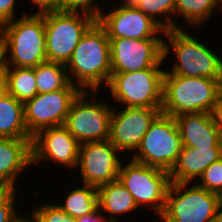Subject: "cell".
<instances>
[{"label": "cell", "mask_w": 222, "mask_h": 222, "mask_svg": "<svg viewBox=\"0 0 222 222\" xmlns=\"http://www.w3.org/2000/svg\"><path fill=\"white\" fill-rule=\"evenodd\" d=\"M65 67L70 82L81 90L105 91L111 77L110 43L97 21L83 35Z\"/></svg>", "instance_id": "cell-1"}, {"label": "cell", "mask_w": 222, "mask_h": 222, "mask_svg": "<svg viewBox=\"0 0 222 222\" xmlns=\"http://www.w3.org/2000/svg\"><path fill=\"white\" fill-rule=\"evenodd\" d=\"M35 12L0 26L4 67L34 68L47 61L44 11Z\"/></svg>", "instance_id": "cell-2"}, {"label": "cell", "mask_w": 222, "mask_h": 222, "mask_svg": "<svg viewBox=\"0 0 222 222\" xmlns=\"http://www.w3.org/2000/svg\"><path fill=\"white\" fill-rule=\"evenodd\" d=\"M222 93V79L164 73L162 114L211 113Z\"/></svg>", "instance_id": "cell-3"}, {"label": "cell", "mask_w": 222, "mask_h": 222, "mask_svg": "<svg viewBox=\"0 0 222 222\" xmlns=\"http://www.w3.org/2000/svg\"><path fill=\"white\" fill-rule=\"evenodd\" d=\"M164 60L171 49L176 59L165 73L185 77L222 79V57L199 39L182 29L166 30ZM178 59V60H177Z\"/></svg>", "instance_id": "cell-4"}, {"label": "cell", "mask_w": 222, "mask_h": 222, "mask_svg": "<svg viewBox=\"0 0 222 222\" xmlns=\"http://www.w3.org/2000/svg\"><path fill=\"white\" fill-rule=\"evenodd\" d=\"M162 65L134 72L111 73L105 87L116 102L124 107L162 108L163 78Z\"/></svg>", "instance_id": "cell-5"}, {"label": "cell", "mask_w": 222, "mask_h": 222, "mask_svg": "<svg viewBox=\"0 0 222 222\" xmlns=\"http://www.w3.org/2000/svg\"><path fill=\"white\" fill-rule=\"evenodd\" d=\"M220 203L219 194L196 183L171 182L159 219L161 222H212Z\"/></svg>", "instance_id": "cell-6"}, {"label": "cell", "mask_w": 222, "mask_h": 222, "mask_svg": "<svg viewBox=\"0 0 222 222\" xmlns=\"http://www.w3.org/2000/svg\"><path fill=\"white\" fill-rule=\"evenodd\" d=\"M98 93L82 90L72 102L67 114L64 126L80 144L109 139L113 104L108 105L103 98L102 102L99 101Z\"/></svg>", "instance_id": "cell-7"}, {"label": "cell", "mask_w": 222, "mask_h": 222, "mask_svg": "<svg viewBox=\"0 0 222 222\" xmlns=\"http://www.w3.org/2000/svg\"><path fill=\"white\" fill-rule=\"evenodd\" d=\"M95 22L81 13L44 10L47 61L66 65L83 35Z\"/></svg>", "instance_id": "cell-8"}, {"label": "cell", "mask_w": 222, "mask_h": 222, "mask_svg": "<svg viewBox=\"0 0 222 222\" xmlns=\"http://www.w3.org/2000/svg\"><path fill=\"white\" fill-rule=\"evenodd\" d=\"M118 180L130 192L140 209L147 207L159 218L171 184L168 171L130 159L127 164L121 163Z\"/></svg>", "instance_id": "cell-9"}, {"label": "cell", "mask_w": 222, "mask_h": 222, "mask_svg": "<svg viewBox=\"0 0 222 222\" xmlns=\"http://www.w3.org/2000/svg\"><path fill=\"white\" fill-rule=\"evenodd\" d=\"M181 148L175 118L161 113L150 125L137 150L132 153V160L170 172Z\"/></svg>", "instance_id": "cell-10"}, {"label": "cell", "mask_w": 222, "mask_h": 222, "mask_svg": "<svg viewBox=\"0 0 222 222\" xmlns=\"http://www.w3.org/2000/svg\"><path fill=\"white\" fill-rule=\"evenodd\" d=\"M82 90L70 83L66 88L49 93H37L24 103V122L28 133L64 125L70 106Z\"/></svg>", "instance_id": "cell-11"}, {"label": "cell", "mask_w": 222, "mask_h": 222, "mask_svg": "<svg viewBox=\"0 0 222 222\" xmlns=\"http://www.w3.org/2000/svg\"><path fill=\"white\" fill-rule=\"evenodd\" d=\"M164 40L109 38L111 73L134 72L164 65Z\"/></svg>", "instance_id": "cell-12"}, {"label": "cell", "mask_w": 222, "mask_h": 222, "mask_svg": "<svg viewBox=\"0 0 222 222\" xmlns=\"http://www.w3.org/2000/svg\"><path fill=\"white\" fill-rule=\"evenodd\" d=\"M120 151L109 141L80 144L77 168L82 184L96 188L118 180L121 160Z\"/></svg>", "instance_id": "cell-13"}, {"label": "cell", "mask_w": 222, "mask_h": 222, "mask_svg": "<svg viewBox=\"0 0 222 222\" xmlns=\"http://www.w3.org/2000/svg\"><path fill=\"white\" fill-rule=\"evenodd\" d=\"M114 107L108 140L122 153L135 152L150 125L162 113L161 108Z\"/></svg>", "instance_id": "cell-14"}, {"label": "cell", "mask_w": 222, "mask_h": 222, "mask_svg": "<svg viewBox=\"0 0 222 222\" xmlns=\"http://www.w3.org/2000/svg\"><path fill=\"white\" fill-rule=\"evenodd\" d=\"M79 147L64 125L45 128L32 136L31 165L49 161L69 170L77 169Z\"/></svg>", "instance_id": "cell-15"}, {"label": "cell", "mask_w": 222, "mask_h": 222, "mask_svg": "<svg viewBox=\"0 0 222 222\" xmlns=\"http://www.w3.org/2000/svg\"><path fill=\"white\" fill-rule=\"evenodd\" d=\"M109 10L104 11L97 21L108 38L164 39L159 33L164 35L165 30L135 6L114 4Z\"/></svg>", "instance_id": "cell-16"}, {"label": "cell", "mask_w": 222, "mask_h": 222, "mask_svg": "<svg viewBox=\"0 0 222 222\" xmlns=\"http://www.w3.org/2000/svg\"><path fill=\"white\" fill-rule=\"evenodd\" d=\"M31 140L0 137V188L18 189V176L31 165Z\"/></svg>", "instance_id": "cell-17"}, {"label": "cell", "mask_w": 222, "mask_h": 222, "mask_svg": "<svg viewBox=\"0 0 222 222\" xmlns=\"http://www.w3.org/2000/svg\"><path fill=\"white\" fill-rule=\"evenodd\" d=\"M174 118L182 146L222 147V133L214 124L211 113L182 114Z\"/></svg>", "instance_id": "cell-18"}, {"label": "cell", "mask_w": 222, "mask_h": 222, "mask_svg": "<svg viewBox=\"0 0 222 222\" xmlns=\"http://www.w3.org/2000/svg\"><path fill=\"white\" fill-rule=\"evenodd\" d=\"M221 157L222 147L182 146L178 159L169 172L170 180L175 183H195L201 174Z\"/></svg>", "instance_id": "cell-19"}, {"label": "cell", "mask_w": 222, "mask_h": 222, "mask_svg": "<svg viewBox=\"0 0 222 222\" xmlns=\"http://www.w3.org/2000/svg\"><path fill=\"white\" fill-rule=\"evenodd\" d=\"M97 191L99 210L110 222H119L121 215L130 214L131 211L133 214L134 210L139 209L133 196L119 180L102 185Z\"/></svg>", "instance_id": "cell-20"}, {"label": "cell", "mask_w": 222, "mask_h": 222, "mask_svg": "<svg viewBox=\"0 0 222 222\" xmlns=\"http://www.w3.org/2000/svg\"><path fill=\"white\" fill-rule=\"evenodd\" d=\"M0 137L32 139L24 122V103L8 93L0 98Z\"/></svg>", "instance_id": "cell-21"}, {"label": "cell", "mask_w": 222, "mask_h": 222, "mask_svg": "<svg viewBox=\"0 0 222 222\" xmlns=\"http://www.w3.org/2000/svg\"><path fill=\"white\" fill-rule=\"evenodd\" d=\"M64 203H56L62 210L74 218L95 213L99 209L98 191L94 186L81 184L69 191Z\"/></svg>", "instance_id": "cell-22"}, {"label": "cell", "mask_w": 222, "mask_h": 222, "mask_svg": "<svg viewBox=\"0 0 222 222\" xmlns=\"http://www.w3.org/2000/svg\"><path fill=\"white\" fill-rule=\"evenodd\" d=\"M7 77V93L25 103L37 94L34 68L4 67Z\"/></svg>", "instance_id": "cell-23"}, {"label": "cell", "mask_w": 222, "mask_h": 222, "mask_svg": "<svg viewBox=\"0 0 222 222\" xmlns=\"http://www.w3.org/2000/svg\"><path fill=\"white\" fill-rule=\"evenodd\" d=\"M218 9L219 0H176L175 15L181 16L186 26L198 28L207 23Z\"/></svg>", "instance_id": "cell-24"}, {"label": "cell", "mask_w": 222, "mask_h": 222, "mask_svg": "<svg viewBox=\"0 0 222 222\" xmlns=\"http://www.w3.org/2000/svg\"><path fill=\"white\" fill-rule=\"evenodd\" d=\"M37 93H49L66 88L71 82L64 64L45 61L34 67Z\"/></svg>", "instance_id": "cell-25"}, {"label": "cell", "mask_w": 222, "mask_h": 222, "mask_svg": "<svg viewBox=\"0 0 222 222\" xmlns=\"http://www.w3.org/2000/svg\"><path fill=\"white\" fill-rule=\"evenodd\" d=\"M135 7L152 18L165 31L182 29L176 19H172V15L175 14L176 0H140Z\"/></svg>", "instance_id": "cell-26"}, {"label": "cell", "mask_w": 222, "mask_h": 222, "mask_svg": "<svg viewBox=\"0 0 222 222\" xmlns=\"http://www.w3.org/2000/svg\"><path fill=\"white\" fill-rule=\"evenodd\" d=\"M29 213L35 222H77L76 218L62 210L56 203H38Z\"/></svg>", "instance_id": "cell-27"}, {"label": "cell", "mask_w": 222, "mask_h": 222, "mask_svg": "<svg viewBox=\"0 0 222 222\" xmlns=\"http://www.w3.org/2000/svg\"><path fill=\"white\" fill-rule=\"evenodd\" d=\"M201 180V181H200ZM199 182H195L207 191L222 194V157L213 162L199 177Z\"/></svg>", "instance_id": "cell-28"}, {"label": "cell", "mask_w": 222, "mask_h": 222, "mask_svg": "<svg viewBox=\"0 0 222 222\" xmlns=\"http://www.w3.org/2000/svg\"><path fill=\"white\" fill-rule=\"evenodd\" d=\"M98 3L97 0H62L58 9L67 12L85 14L95 21H98L102 13L105 11L103 10L104 8L99 7Z\"/></svg>", "instance_id": "cell-29"}, {"label": "cell", "mask_w": 222, "mask_h": 222, "mask_svg": "<svg viewBox=\"0 0 222 222\" xmlns=\"http://www.w3.org/2000/svg\"><path fill=\"white\" fill-rule=\"evenodd\" d=\"M17 189H7L0 192V222H15L20 216L15 207ZM15 202V203H14Z\"/></svg>", "instance_id": "cell-30"}, {"label": "cell", "mask_w": 222, "mask_h": 222, "mask_svg": "<svg viewBox=\"0 0 222 222\" xmlns=\"http://www.w3.org/2000/svg\"><path fill=\"white\" fill-rule=\"evenodd\" d=\"M16 3V0H0V26L15 19Z\"/></svg>", "instance_id": "cell-31"}, {"label": "cell", "mask_w": 222, "mask_h": 222, "mask_svg": "<svg viewBox=\"0 0 222 222\" xmlns=\"http://www.w3.org/2000/svg\"><path fill=\"white\" fill-rule=\"evenodd\" d=\"M33 6H35L38 10L37 12H41L44 10H52L58 9L60 7L62 0H30Z\"/></svg>", "instance_id": "cell-32"}, {"label": "cell", "mask_w": 222, "mask_h": 222, "mask_svg": "<svg viewBox=\"0 0 222 222\" xmlns=\"http://www.w3.org/2000/svg\"><path fill=\"white\" fill-rule=\"evenodd\" d=\"M214 124L219 128L222 133V93L218 96L211 112Z\"/></svg>", "instance_id": "cell-33"}, {"label": "cell", "mask_w": 222, "mask_h": 222, "mask_svg": "<svg viewBox=\"0 0 222 222\" xmlns=\"http://www.w3.org/2000/svg\"><path fill=\"white\" fill-rule=\"evenodd\" d=\"M76 220L77 222H110L102 215L99 209L95 213L80 216Z\"/></svg>", "instance_id": "cell-34"}, {"label": "cell", "mask_w": 222, "mask_h": 222, "mask_svg": "<svg viewBox=\"0 0 222 222\" xmlns=\"http://www.w3.org/2000/svg\"><path fill=\"white\" fill-rule=\"evenodd\" d=\"M7 93V77L4 66L0 69V98Z\"/></svg>", "instance_id": "cell-35"}, {"label": "cell", "mask_w": 222, "mask_h": 222, "mask_svg": "<svg viewBox=\"0 0 222 222\" xmlns=\"http://www.w3.org/2000/svg\"><path fill=\"white\" fill-rule=\"evenodd\" d=\"M212 222H222V203L217 208L215 217Z\"/></svg>", "instance_id": "cell-36"}, {"label": "cell", "mask_w": 222, "mask_h": 222, "mask_svg": "<svg viewBox=\"0 0 222 222\" xmlns=\"http://www.w3.org/2000/svg\"><path fill=\"white\" fill-rule=\"evenodd\" d=\"M139 1L140 0H123L118 5H120V6H135Z\"/></svg>", "instance_id": "cell-37"}, {"label": "cell", "mask_w": 222, "mask_h": 222, "mask_svg": "<svg viewBox=\"0 0 222 222\" xmlns=\"http://www.w3.org/2000/svg\"><path fill=\"white\" fill-rule=\"evenodd\" d=\"M15 222H35V221L31 215H30V218L29 216L25 217V215H23V217L20 216Z\"/></svg>", "instance_id": "cell-38"}, {"label": "cell", "mask_w": 222, "mask_h": 222, "mask_svg": "<svg viewBox=\"0 0 222 222\" xmlns=\"http://www.w3.org/2000/svg\"><path fill=\"white\" fill-rule=\"evenodd\" d=\"M4 66L3 47L0 41V69Z\"/></svg>", "instance_id": "cell-39"}, {"label": "cell", "mask_w": 222, "mask_h": 222, "mask_svg": "<svg viewBox=\"0 0 222 222\" xmlns=\"http://www.w3.org/2000/svg\"><path fill=\"white\" fill-rule=\"evenodd\" d=\"M219 6H220V9L218 10V12L220 13V10L222 11V0H219Z\"/></svg>", "instance_id": "cell-40"}, {"label": "cell", "mask_w": 222, "mask_h": 222, "mask_svg": "<svg viewBox=\"0 0 222 222\" xmlns=\"http://www.w3.org/2000/svg\"><path fill=\"white\" fill-rule=\"evenodd\" d=\"M220 202L222 203V194L220 195Z\"/></svg>", "instance_id": "cell-41"}]
</instances>
